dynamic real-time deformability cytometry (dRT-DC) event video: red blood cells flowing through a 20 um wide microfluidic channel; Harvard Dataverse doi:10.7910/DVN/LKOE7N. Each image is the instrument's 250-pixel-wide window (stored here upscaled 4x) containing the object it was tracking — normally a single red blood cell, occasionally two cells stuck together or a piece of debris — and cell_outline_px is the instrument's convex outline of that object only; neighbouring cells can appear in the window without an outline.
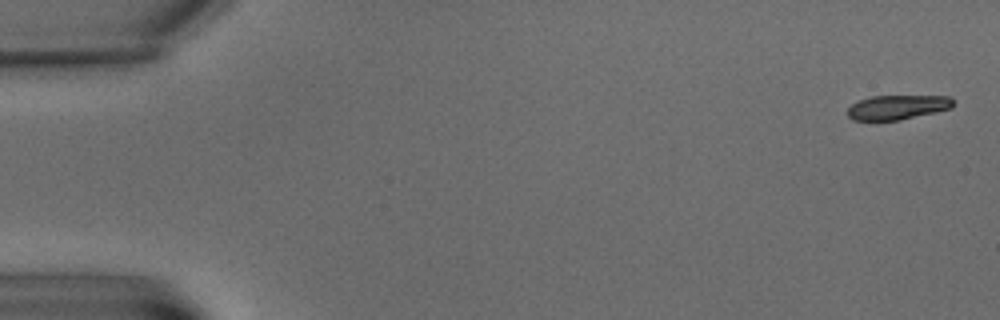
{"species": "common noctule bat (a hibernating species)", "species_latin": "Nyctalus noctula", "temperature_condition": "warm", "stored_images_in_passage": 5, "camera_frame_rate_fps": 3000, "um_per_image_px": 0.085, "animal": {"sex": "male", "body_mass_g": 15.6}, "frame": {"image": 1, "passage_image": 1, "time_ms": 0.0, "image_size_px": [1000, 320], "cell_outline_px": [[952, 108], [936, 112], [900, 120], [852, 120], [848, 116], [848, 108], [852, 104], [860, 100], [872, 96], [952, 96]], "centroid_in_image_um": [76.29, 9.12], "position_along_channel_um": 8.7, "area_um2": 14.97}}
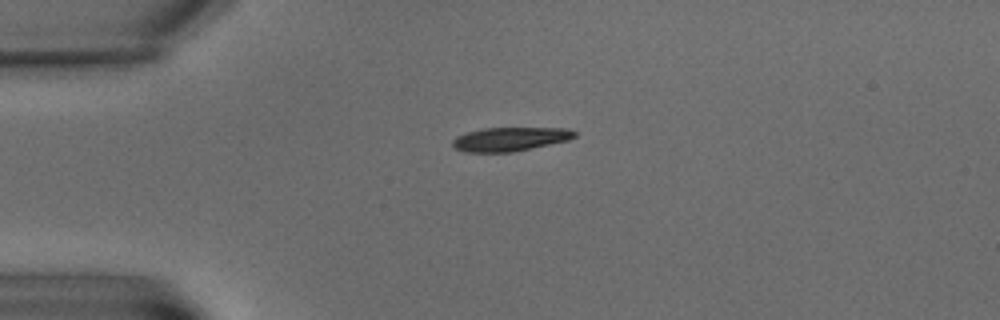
{"frame": {"image": 2, "passage_image": 4, "time_ms": 5.333, "image_size_px": [1000, 320], "cell_outline_px": [[576, 136], [568, 140], [512, 152], [464, 152], [456, 148], [452, 144], [452, 140], [456, 136], [468, 132], [484, 128], [568, 128], [576, 132]], "centroid_in_image_um": [43.34, 11.82], "position_along_channel_um": 41.7, "area_um2": 16.82}}